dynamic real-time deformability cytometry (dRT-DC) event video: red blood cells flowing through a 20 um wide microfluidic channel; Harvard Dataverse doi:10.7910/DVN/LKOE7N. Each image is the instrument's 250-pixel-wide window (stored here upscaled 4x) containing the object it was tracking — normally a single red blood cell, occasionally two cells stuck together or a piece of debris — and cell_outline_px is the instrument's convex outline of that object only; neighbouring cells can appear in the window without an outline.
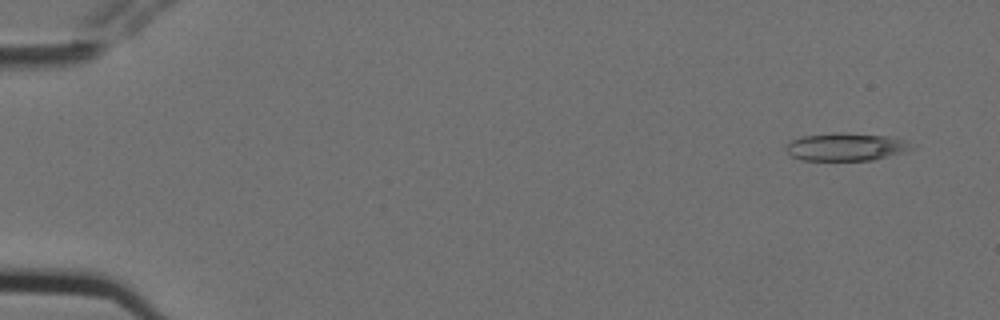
{"species": "Egyptian fruit bat (a non-hibernating species)", "species_latin": "Rousettus aegyptiacus", "temperature_condition": "cold", "stored_images_in_passage": 5, "camera_frame_rate_fps": 3000, "um_per_image_px": 0.085, "animal": {"sex": "female"}, "frame": {"image": 1, "passage_image": 2, "time_ms": 0.333, "image_size_px": [1000, 320], "cell_outline_px": [[916, 144], [908, 152], [872, 160], [800, 160], [792, 156], [784, 148], [788, 140], [804, 136], [836, 132], [840, 132], [888, 136], [904, 140]], "centroid_in_image_um": [71.92, 12.48], "position_along_channel_um": 13.1, "area_um2": 20.63}}